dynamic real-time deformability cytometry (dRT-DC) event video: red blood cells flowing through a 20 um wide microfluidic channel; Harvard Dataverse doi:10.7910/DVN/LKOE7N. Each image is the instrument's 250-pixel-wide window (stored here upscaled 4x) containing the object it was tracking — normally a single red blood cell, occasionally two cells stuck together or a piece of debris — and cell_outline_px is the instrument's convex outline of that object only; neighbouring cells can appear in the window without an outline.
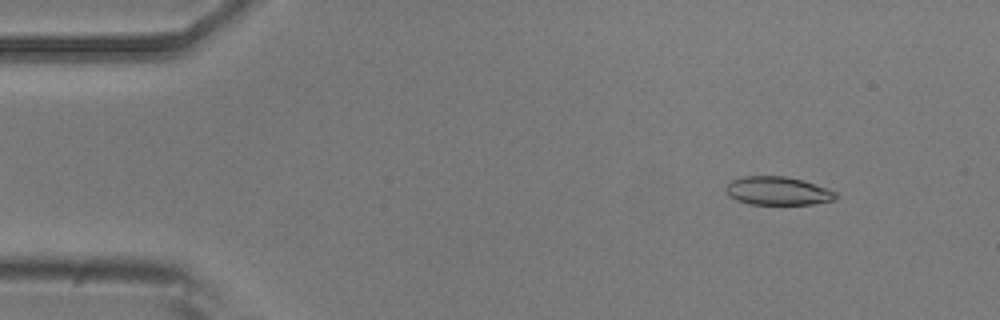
{"species": "common noctule bat (a hibernating species)", "species_latin": "Nyctalus noctula", "temperature_condition": "room temperature", "stored_images_in_passage": 52, "camera_frame_rate_fps": 3000, "um_per_image_px": 0.085, "animal": {"sex": "male", "body_mass_g": 20.5, "forearm_length_mm": 52.5}, "frame": {"image": 1, "passage_image": 6, "time_ms": 1.667, "image_size_px": [1000, 320], "cell_outline_px": [[840, 196], [836, 200], [812, 204], [752, 204], [736, 200], [724, 188], [732, 180], [744, 176], [784, 176], [804, 180], [828, 188], [836, 192]], "centroid_in_image_um": [66.18, 16.22], "position_along_channel_um": 18.8, "area_um2": 18.21}}
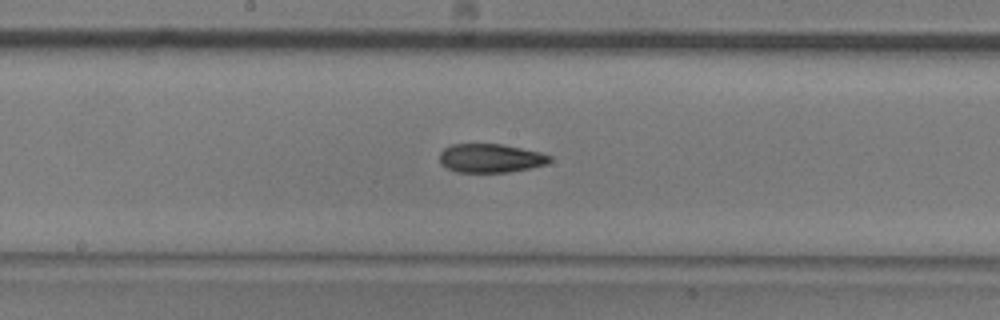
{"frame": {"image": 2, "passage_image": 27, "time_ms": 8.667, "image_size_px": [1000, 320], "cell_outline_px": [[552, 160], [548, 164], [508, 172], [456, 172], [440, 164], [440, 152], [444, 148], [452, 144], [500, 144], [540, 152], [552, 156]], "centroid_in_image_um": [41.69, 13.45], "position_along_channel_um": 206.5, "area_um2": 18.44}}
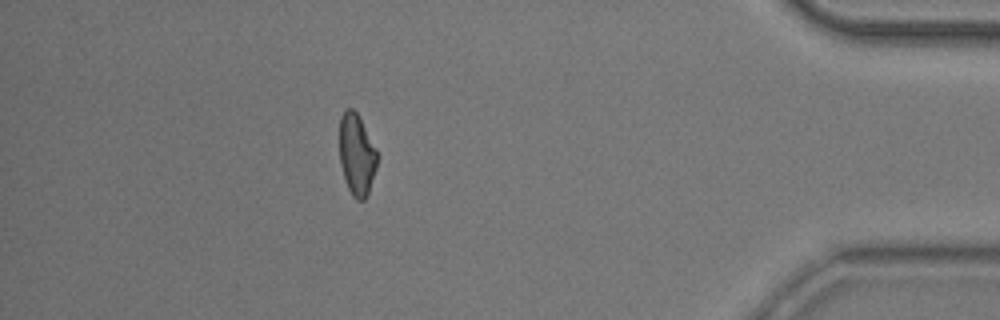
{"frame": {"image": 3, "passage_image": 46, "time_ms": 15.0, "image_size_px": [1000, 320], "cell_outline_px": [[376, 168], [368, 192], [364, 200], [356, 200], [352, 196], [348, 188], [340, 164], [340, 116], [348, 108], [352, 108], [356, 112], [376, 148]], "centroid_in_image_um": [30.3, 13.15], "position_along_channel_um": 404.9, "area_um2": 17.51}, "authors_computed_cell_mechanics": {"area_um2": 18.8139, "velocity_mm_per_s": 3.8827, "shape_relaxation_time_tau1_ms": 7.5358, "shape_relaxation_time_tau2_ms": 3.1373, "deformation_change_tau1": 0.2051, "deformation_change_tau2": 0.1041}}